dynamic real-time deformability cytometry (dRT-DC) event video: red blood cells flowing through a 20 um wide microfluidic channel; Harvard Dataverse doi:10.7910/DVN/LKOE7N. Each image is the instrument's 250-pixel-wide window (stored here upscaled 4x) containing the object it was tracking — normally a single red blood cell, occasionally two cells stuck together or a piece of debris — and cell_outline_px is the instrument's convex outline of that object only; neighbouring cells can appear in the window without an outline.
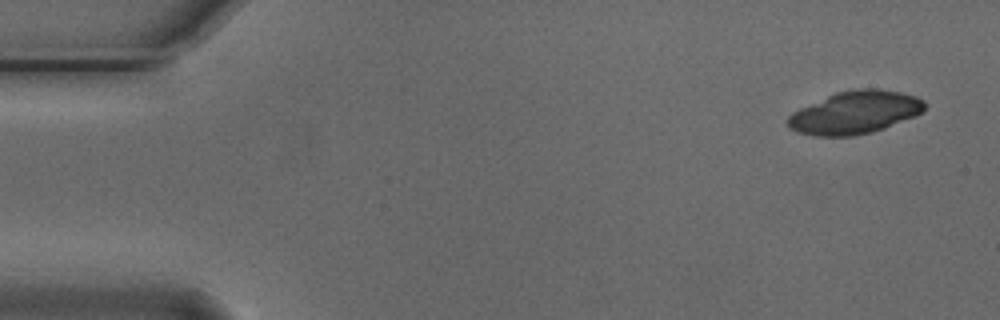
{"species": "Egyptian fruit bat (a non-hibernating species)", "species_latin": "Rousettus aegyptiacus", "temperature_condition": "cold", "stored_images_in_passage": 5, "camera_frame_rate_fps": 3000, "um_per_image_px": 0.085, "animal": {"sex": "male"}, "frame": {"image": 1, "passage_image": 1, "time_ms": 0.0, "image_size_px": [1000, 320], "cell_outline_px": [[924, 112], [916, 116], [884, 128], [872, 132], [852, 136], [816, 136], [796, 132], [788, 128], [788, 116], [792, 112], [800, 108], [836, 92], [856, 88], [876, 88], [900, 92], [916, 96], [924, 100]], "centroid_in_image_um": [72.68, 9.56], "position_along_channel_um": 12.3, "area_um2": 34.16}}